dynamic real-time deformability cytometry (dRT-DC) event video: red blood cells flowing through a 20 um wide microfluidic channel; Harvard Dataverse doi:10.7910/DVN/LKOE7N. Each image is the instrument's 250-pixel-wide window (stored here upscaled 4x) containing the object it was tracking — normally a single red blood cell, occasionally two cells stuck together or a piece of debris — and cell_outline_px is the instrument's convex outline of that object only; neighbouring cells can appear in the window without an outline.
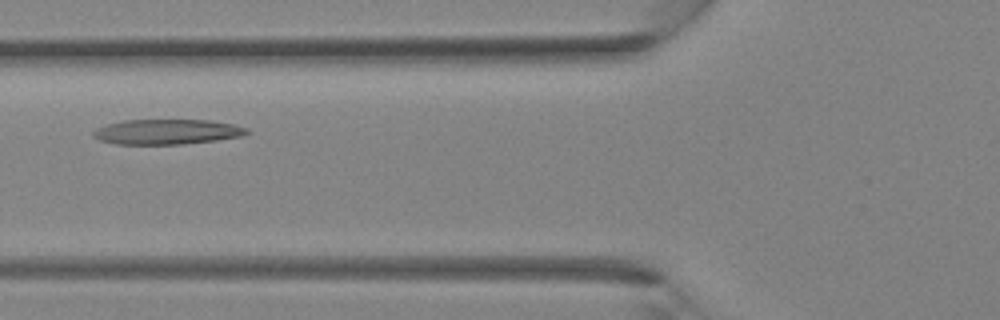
{"species": "Egyptian fruit bat (a non-hibernating species)", "species_latin": "Rousettus aegyptiacus", "temperature_condition": "room temperature", "stored_images_in_passage": 30, "camera_frame_rate_fps": 3000, "um_per_image_px": 0.085, "animal": {"sex": "female"}, "frame": {"image": 1, "passage_image": 7, "time_ms": 2.0, "image_size_px": [1000, 320], "cell_outline_px": [[248, 132], [240, 136], [216, 140], [184, 144], [116, 144], [100, 140], [92, 136], [92, 132], [96, 128], [108, 124], [124, 120], [208, 120], [232, 124], [248, 128]], "centroid_in_image_um": [14.16, 11.2], "position_along_channel_um": 111.6, "area_um2": 22.31}}
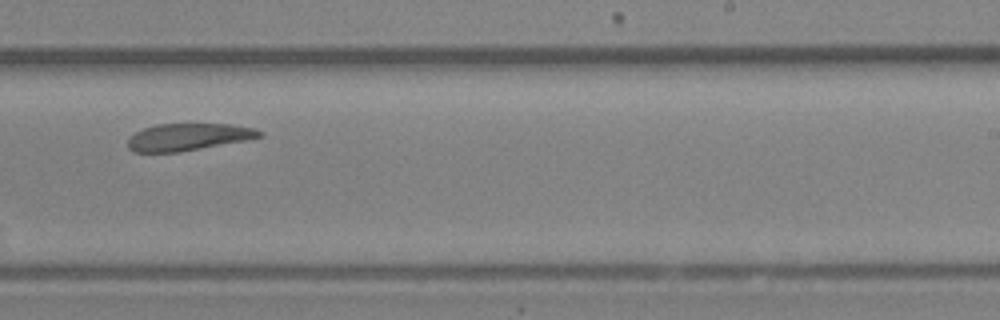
{"frame": {"image": 2, "passage_image": 16, "time_ms": 5.0, "image_size_px": [1000, 320], "cell_outline_px": [[264, 136], [248, 140], [180, 152], [132, 152], [128, 148], [128, 136], [144, 128], [156, 124], [232, 124], [252, 128], [264, 132]], "centroid_in_image_um": [16.0, 11.64], "position_along_channel_um": 273.0, "area_um2": 20.98}}
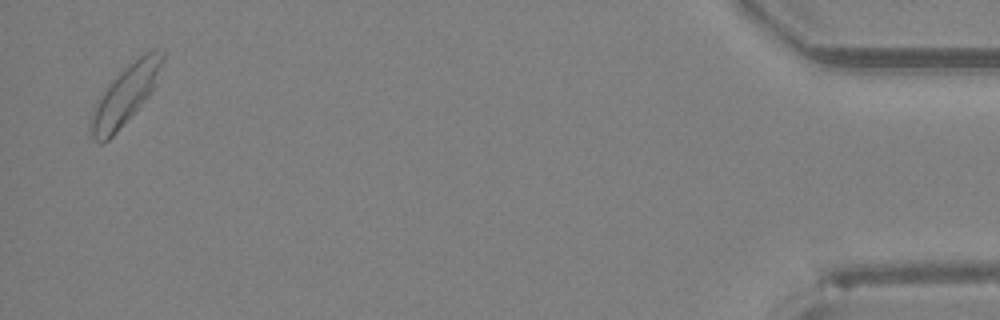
{"frame": {"image": 3, "passage_image": 29, "time_ms": 9.333, "image_size_px": [1000, 320], "cell_outline_px": [[164, 60], [152, 88], [148, 96], [116, 132], [108, 140], [100, 144], [92, 136], [92, 108], [108, 84], [128, 64], [144, 52], [156, 48], [164, 52]], "centroid_in_image_um": [10.65, 8.02], "position_along_channel_um": 424.5, "area_um2": 23.87}}